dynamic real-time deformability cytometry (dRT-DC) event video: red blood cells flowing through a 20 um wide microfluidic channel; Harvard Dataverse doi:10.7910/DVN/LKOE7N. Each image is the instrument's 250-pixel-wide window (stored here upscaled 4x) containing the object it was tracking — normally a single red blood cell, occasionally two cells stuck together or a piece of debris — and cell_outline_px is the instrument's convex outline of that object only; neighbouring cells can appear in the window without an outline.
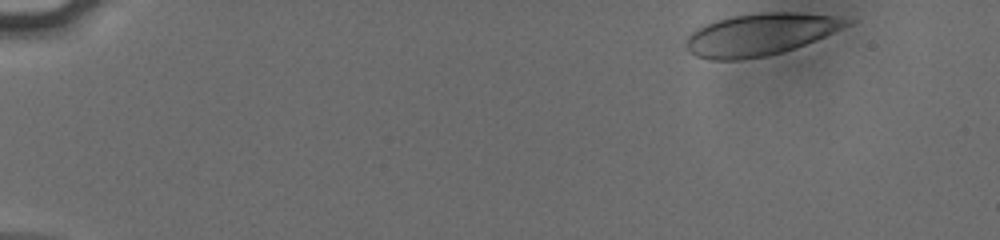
{"species": "human", "species_latin": "Homo sapiens", "temperature_condition": "cold", "stored_images_in_passage": 50, "camera_frame_rate_fps": 3000, "um_per_image_px": 0.085, "donor": {"sex": "male"}, "frame": {"image": 1, "passage_image": 1, "time_ms": 0.0, "image_size_px": [1000, 240], "cell_outline_px": [[856, 20], [852, 24], [816, 40], [796, 48], [764, 56], [740, 60], [712, 60], [696, 56], [688, 52], [684, 48], [684, 40], [696, 28], [704, 24], [716, 20], [732, 16], [760, 12], [796, 12], [828, 16]], "centroid_in_image_um": [64.57, 2.93], "position_along_channel_um": 20.4, "area_um2": 39.54}}
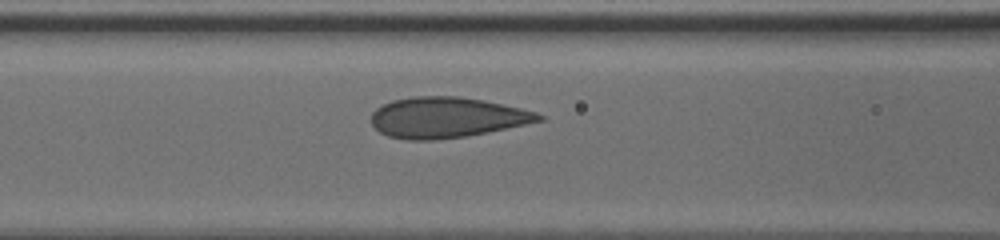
{"frame": {"image": 2, "passage_image": 20, "time_ms": 6.333, "image_size_px": [1000, 240], "cell_outline_px": [[544, 120], [488, 132], [468, 136], [432, 140], [408, 140], [388, 136], [380, 132], [372, 124], [372, 112], [376, 108], [392, 100], [412, 96], [456, 96], [480, 100], [520, 108], [536, 112], [544, 116]], "centroid_in_image_um": [37.95, 9.99], "position_along_channel_um": 128.7, "area_um2": 39.36}}
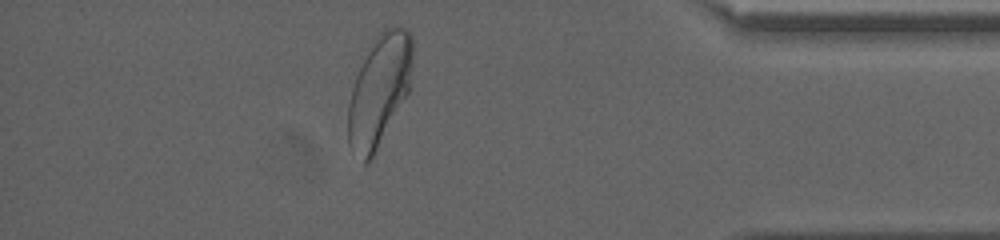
{"frame": {"image": 3, "passage_image": 44, "time_ms": 14.333, "image_size_px": [1000, 240], "cell_outline_px": [[412, 68], [408, 92], [372, 160], [368, 164], [364, 164], [348, 144], [348, 104], [352, 88], [356, 76], [372, 40], [384, 28], [392, 24], [396, 24], [404, 28], [412, 36]], "centroid_in_image_um": [32.23, 7.68], "position_along_channel_um": 403.0, "area_um2": 41.96}, "authors_computed_cell_mechanics": {"area_um2": 39.6219, "velocity_mm_per_s": 3.7957, "shape_relaxation_time_tau1_ms": 6.0904, "shape_relaxation_time_tau2_ms": null, "deformation_change_tau1": 0.1534, "deformation_change_tau2": null}}